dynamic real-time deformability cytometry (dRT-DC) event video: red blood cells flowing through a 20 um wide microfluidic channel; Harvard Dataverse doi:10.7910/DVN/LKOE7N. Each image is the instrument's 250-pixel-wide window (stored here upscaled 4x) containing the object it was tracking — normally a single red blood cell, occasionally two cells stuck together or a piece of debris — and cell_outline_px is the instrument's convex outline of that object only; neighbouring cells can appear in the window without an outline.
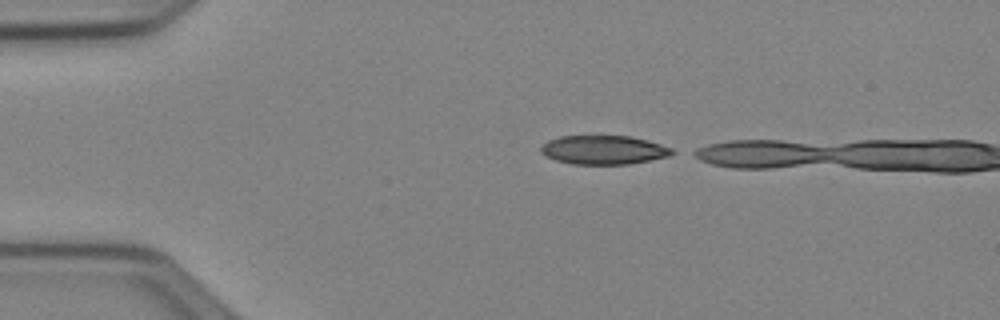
{"species": "Egyptian fruit bat (a non-hibernating species)", "species_latin": "Rousettus aegyptiacus", "temperature_condition": "cold", "stored_images_in_passage": 3, "camera_frame_rate_fps": 3000, "um_per_image_px": 0.085, "animal": {"sex": "female"}, "frame": {"image": 1, "passage_image": 1, "time_ms": 0.0, "image_size_px": [1000, 320], "cell_outline_px": [[676, 152], [668, 156], [628, 164], [572, 164], [556, 160], [540, 152], [540, 148], [548, 140], [560, 136], [600, 132], [632, 136], [648, 140], [672, 148]], "centroid_in_image_um": [51.29, 12.68], "position_along_channel_um": 33.7, "area_um2": 23.0}}